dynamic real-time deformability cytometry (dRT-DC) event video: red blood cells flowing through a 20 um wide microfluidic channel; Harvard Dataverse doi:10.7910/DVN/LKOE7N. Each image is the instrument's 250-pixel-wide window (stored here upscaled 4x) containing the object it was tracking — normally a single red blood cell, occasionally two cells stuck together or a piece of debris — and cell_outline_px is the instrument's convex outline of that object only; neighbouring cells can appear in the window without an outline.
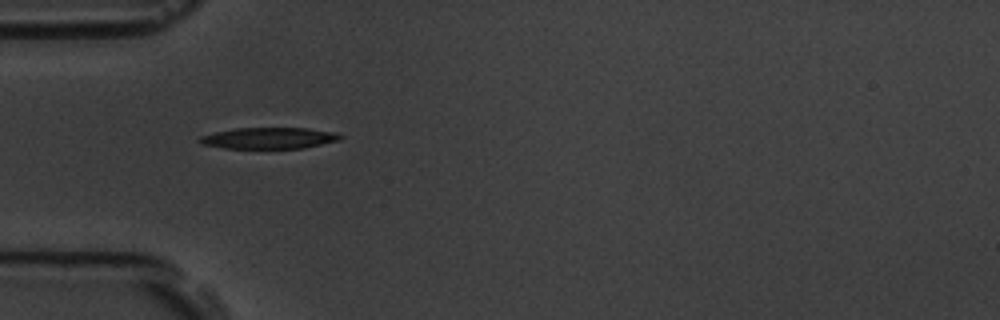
{"species": "common noctule bat (a hibernating species)", "species_latin": "Nyctalus noctula", "temperature_condition": "room temperature", "stored_images_in_passage": 10, "camera_frame_rate_fps": 3000, "um_per_image_px": 0.085, "animal": {"sex": "male", "body_mass_g": 19.5, "forearm_length_mm": 54.6}, "frame": {"image": 1, "passage_image": 4, "time_ms": 3.333, "image_size_px": [1000, 320], "cell_outline_px": [[344, 136], [340, 140], [304, 148], [224, 148], [204, 144], [196, 140], [200, 136], [232, 128], [308, 128], [336, 132]], "centroid_in_image_um": [22.9, 11.73], "position_along_channel_um": 62.1, "area_um2": 17.46}}
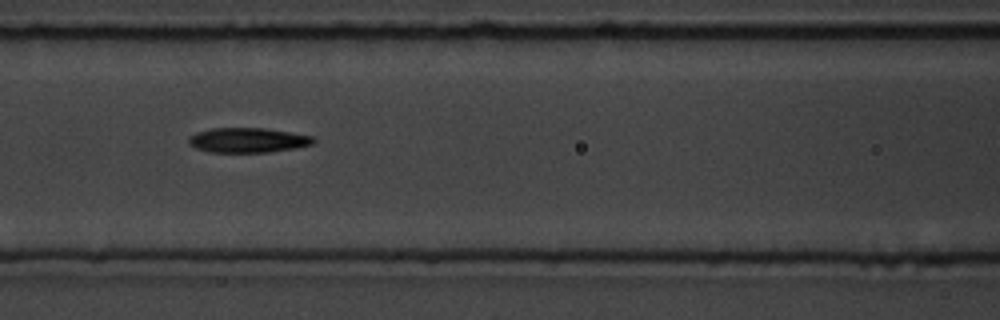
{"frame": {"image": 2, "passage_image": 6, "time_ms": 5.667, "image_size_px": [1000, 320], "cell_outline_px": [[316, 140], [312, 144], [296, 148], [268, 152], [208, 152], [196, 148], [188, 144], [188, 136], [196, 132], [212, 128], [264, 128], [312, 136]], "centroid_in_image_um": [21.02, 11.91], "position_along_channel_um": 145.6, "area_um2": 18.03}}
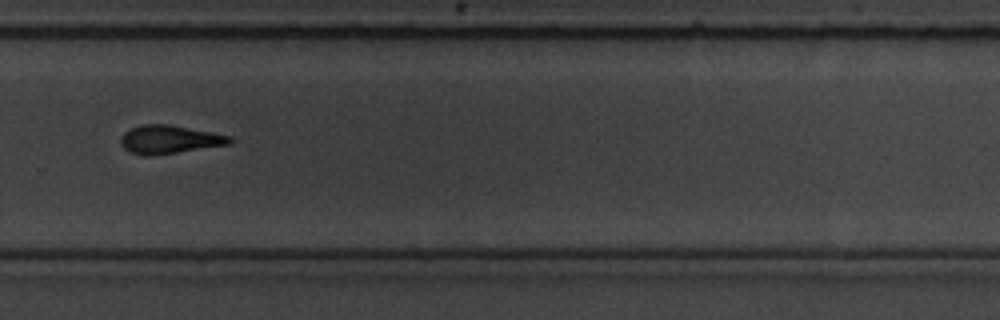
{"frame": {"image": 3, "passage_image": 10, "time_ms": 10.333, "image_size_px": [1000, 320], "cell_outline_px": [[232, 140], [228, 144], [176, 152], [148, 156], [128, 152], [120, 144], [120, 136], [124, 132], [140, 124], [168, 124], [232, 136]], "centroid_in_image_um": [14.33, 11.84], "position_along_channel_um": 315.5, "area_um2": 17.8}}